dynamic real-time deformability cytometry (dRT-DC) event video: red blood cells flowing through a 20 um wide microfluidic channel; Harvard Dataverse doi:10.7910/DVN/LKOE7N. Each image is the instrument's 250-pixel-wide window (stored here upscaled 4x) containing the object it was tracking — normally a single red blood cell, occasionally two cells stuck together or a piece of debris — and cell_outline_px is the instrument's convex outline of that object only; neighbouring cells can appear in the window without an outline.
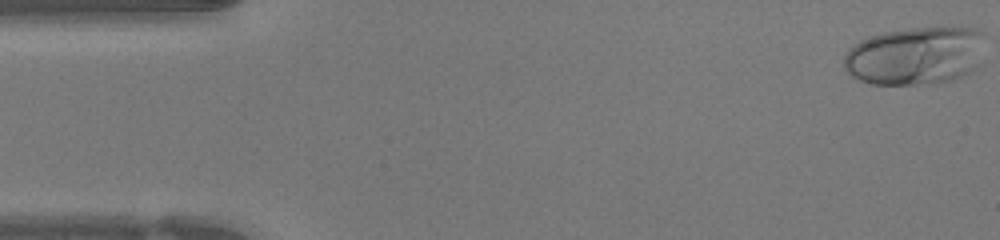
{"species": "human", "species_latin": "Homo sapiens", "temperature_condition": "warm", "stored_images_in_passage": 47, "camera_frame_rate_fps": 3000, "um_per_image_px": 0.085, "donor": {"sex": "female"}, "frame": {"image": 1, "passage_image": 1, "time_ms": 0.0, "image_size_px": [1000, 240], "cell_outline_px": [[984, 36], [972, 68], [968, 72], [952, 80], [928, 84], [872, 84], [860, 80], [852, 76], [844, 68], [844, 56], [860, 40], [868, 36], [884, 32], [912, 28], [976, 28], [984, 32]], "centroid_in_image_um": [77.73, 4.74], "position_along_channel_um": 7.3, "area_um2": 46.88}}
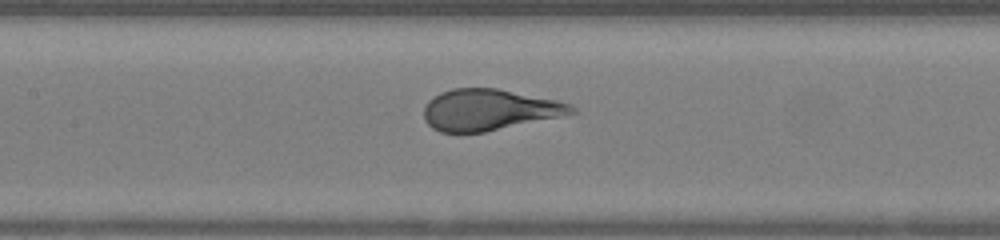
{"frame": {"image": 2, "passage_image": 21, "time_ms": 6.667, "image_size_px": [1000, 240], "cell_outline_px": [[576, 112], [564, 116], [484, 132], [440, 132], [432, 128], [424, 120], [424, 104], [432, 96], [440, 92], [452, 88], [496, 88], [556, 100], [572, 104], [576, 108]], "centroid_in_image_um": [41.56, 9.33], "position_along_channel_um": 165.8, "area_um2": 35.6}}
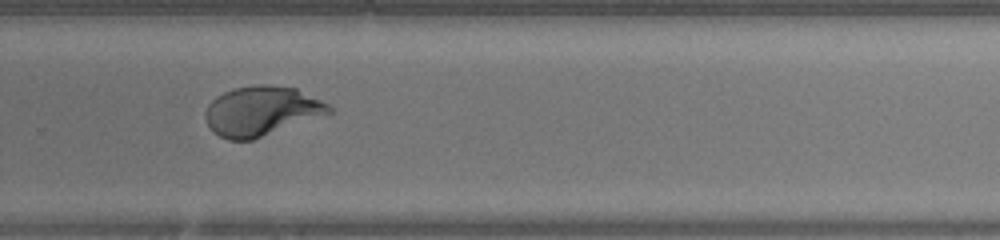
{"frame": {"image": 3, "passage_image": 31, "time_ms": 10.0, "image_size_px": [1000, 240], "cell_outline_px": [[336, 112], [252, 140], [228, 140], [220, 136], [208, 124], [204, 116], [204, 112], [208, 104], [216, 96], [224, 92], [236, 88], [256, 84], [268, 84], [296, 88], [328, 104]], "centroid_in_image_um": [22.25, 9.43], "position_along_channel_um": 307.5, "area_um2": 35.78}, "authors_computed_cell_mechanics": {"area_um2": 36.8764, "velocity_mm_per_s": 4.264, "shape_relaxation_time_tau1_ms": 4.9065, "shape_relaxation_time_tau2_ms": null, "deformation_change_tau1": 0.2597, "deformation_change_tau2": null}}